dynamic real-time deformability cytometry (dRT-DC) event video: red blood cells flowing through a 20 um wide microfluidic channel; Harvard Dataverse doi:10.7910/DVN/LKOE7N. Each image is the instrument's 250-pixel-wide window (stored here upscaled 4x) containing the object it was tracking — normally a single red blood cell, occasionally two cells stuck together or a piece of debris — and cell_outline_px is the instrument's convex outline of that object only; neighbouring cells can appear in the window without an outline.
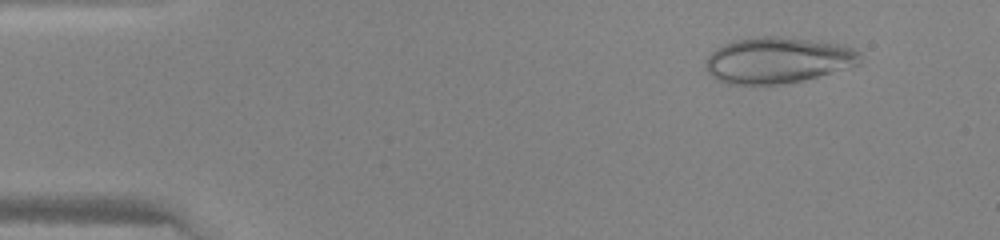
{"species": "human", "species_latin": "Homo sapiens", "temperature_condition": "warm", "stored_images_in_passage": 42, "camera_frame_rate_fps": 3000, "um_per_image_px": 0.085, "donor": {"sex": "female"}, "frame": {"image": 1, "passage_image": 1, "time_ms": 0.0, "image_size_px": [1000, 240], "cell_outline_px": [[860, 64], [804, 80], [780, 84], [728, 84], [712, 76], [704, 68], [704, 64], [708, 56], [716, 48], [724, 44], [736, 40], [764, 36], [784, 36], [820, 40], [844, 44], [860, 52]], "centroid_in_image_um": [66.13, 5.1], "position_along_channel_um": 18.9, "area_um2": 41.67}}
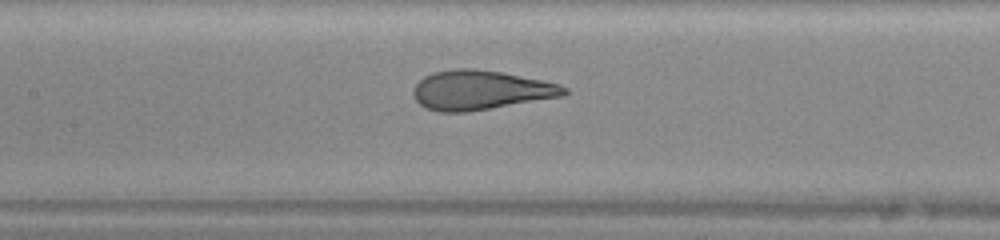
{"frame": {"image": 2, "passage_image": 18, "time_ms": 5.667, "image_size_px": [1000, 240], "cell_outline_px": [[568, 92], [564, 96], [468, 112], [440, 112], [424, 108], [412, 96], [412, 88], [424, 76], [432, 72], [456, 68], [472, 68], [500, 72], [560, 84], [568, 88]], "centroid_in_image_um": [40.81, 7.66], "position_along_channel_um": 166.6, "area_um2": 34.74}}
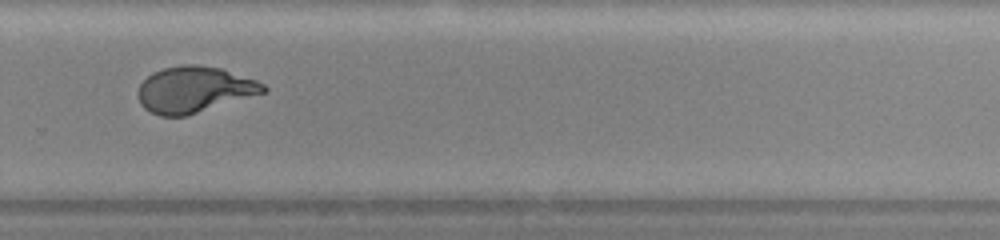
{"frame": {"image": 3, "passage_image": 28, "time_ms": 9.0, "image_size_px": [1000, 240], "cell_outline_px": [[268, 92], [184, 116], [160, 116], [144, 108], [140, 104], [136, 92], [140, 84], [152, 72], [164, 68], [184, 64], [196, 64], [220, 68], [256, 80], [264, 84], [268, 88]], "centroid_in_image_um": [16.51, 7.61], "position_along_channel_um": 313.3, "area_um2": 33.7}}